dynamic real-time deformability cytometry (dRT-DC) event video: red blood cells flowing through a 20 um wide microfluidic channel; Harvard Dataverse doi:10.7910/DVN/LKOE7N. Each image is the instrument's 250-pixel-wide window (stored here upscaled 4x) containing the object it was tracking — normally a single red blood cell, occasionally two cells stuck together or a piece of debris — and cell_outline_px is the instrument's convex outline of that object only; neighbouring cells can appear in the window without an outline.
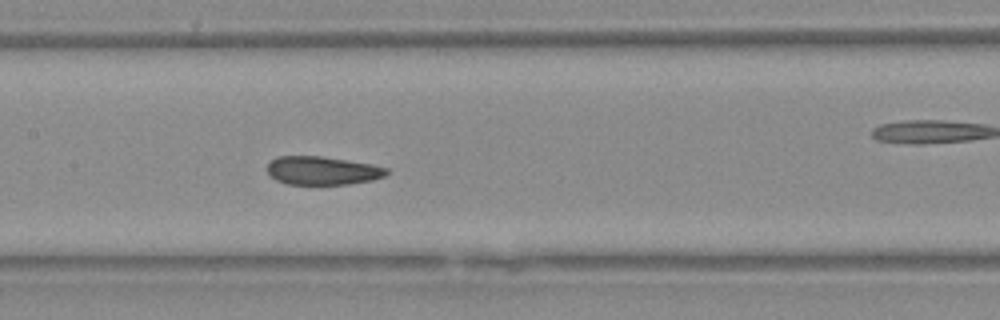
{"species": "Egyptian fruit bat (a non-hibernating species)", "species_latin": "Rousettus aegyptiacus", "temperature_condition": "warm", "stored_images_in_passage": 38, "camera_frame_rate_fps": 3000, "um_per_image_px": 0.085, "animal": {"sex": "female"}, "frame": {"image": 1, "passage_image": 17, "time_ms": 5.333, "image_size_px": [1000, 320], "cell_outline_px": [[388, 172], [384, 176], [372, 180], [348, 184], [288, 184], [276, 180], [268, 176], [268, 164], [276, 156], [320, 156], [372, 164], [388, 168]], "centroid_in_image_um": [27.38, 14.5], "position_along_channel_um": 180.0, "area_um2": 19.71}}
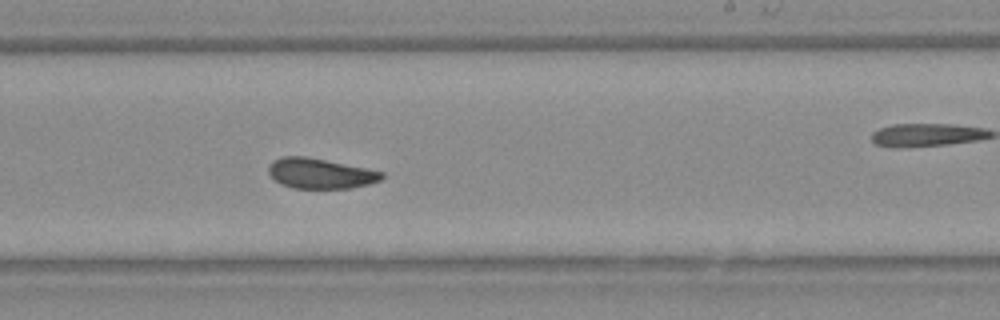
{"frame": {"image": 2, "passage_image": 22, "time_ms": 7.0, "image_size_px": [1000, 320], "cell_outline_px": [[384, 176], [380, 180], [368, 184], [352, 188], [292, 188], [276, 180], [268, 172], [268, 168], [272, 160], [284, 156], [304, 156], [368, 168], [384, 172]], "centroid_in_image_um": [27.24, 14.73], "position_along_channel_um": 261.8, "area_um2": 19.83}}